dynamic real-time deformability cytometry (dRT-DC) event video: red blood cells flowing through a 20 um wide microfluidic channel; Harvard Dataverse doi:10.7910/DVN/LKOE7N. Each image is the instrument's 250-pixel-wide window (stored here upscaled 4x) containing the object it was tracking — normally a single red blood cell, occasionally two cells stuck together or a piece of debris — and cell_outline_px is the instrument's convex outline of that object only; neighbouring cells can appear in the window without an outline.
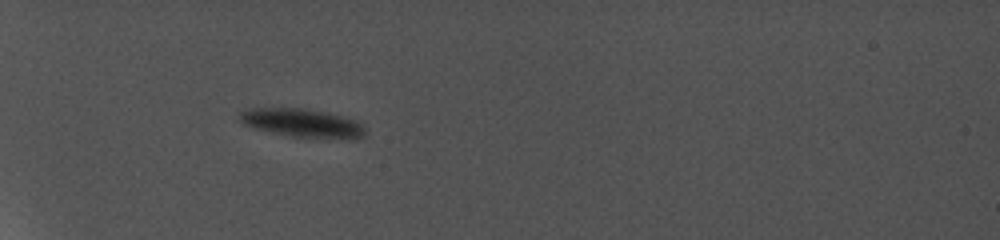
{"species": "common noctule bat (a hibernating species)", "species_latin": "Nyctalus noctula", "temperature_condition": "cold", "stored_images_in_passage": 9, "camera_frame_rate_fps": 5000, "um_per_image_px": 0.085, "animal": {"sex": "female", "body_mass_g": 19.0, "forearm_length_mm": 56.7}, "frame": {"image": 1, "passage_image": 6, "time_ms": 4.6, "image_size_px": [1000, 240], "cell_outline_px": [[364, 132], [360, 136], [292, 136], [260, 128], [248, 124], [240, 116], [244, 112], [276, 108], [296, 108], [336, 116], [348, 120], [356, 124]], "centroid_in_image_um": [25.61, 10.44], "position_along_channel_um": 59.4, "area_um2": 17.69}}
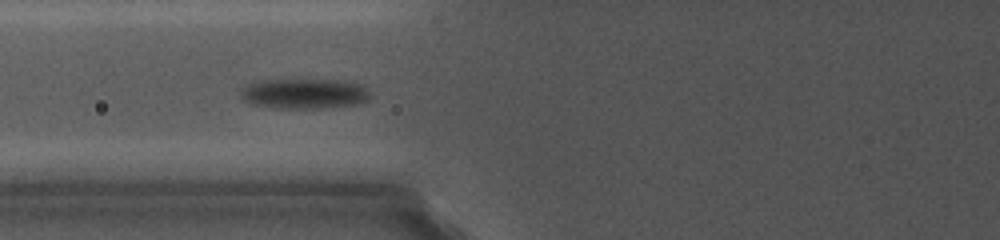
{"frame": {"image": 2, "passage_image": 8, "time_ms": 6.6, "image_size_px": [1000, 240], "cell_outline_px": [[368, 100], [352, 104], [316, 108], [272, 108], [248, 100], [244, 96], [244, 92], [248, 88], [256, 84], [268, 80], [340, 80], [360, 84], [368, 92]], "centroid_in_image_um": [26.01, 7.96], "position_along_channel_um": 99.8, "area_um2": 21.33}}